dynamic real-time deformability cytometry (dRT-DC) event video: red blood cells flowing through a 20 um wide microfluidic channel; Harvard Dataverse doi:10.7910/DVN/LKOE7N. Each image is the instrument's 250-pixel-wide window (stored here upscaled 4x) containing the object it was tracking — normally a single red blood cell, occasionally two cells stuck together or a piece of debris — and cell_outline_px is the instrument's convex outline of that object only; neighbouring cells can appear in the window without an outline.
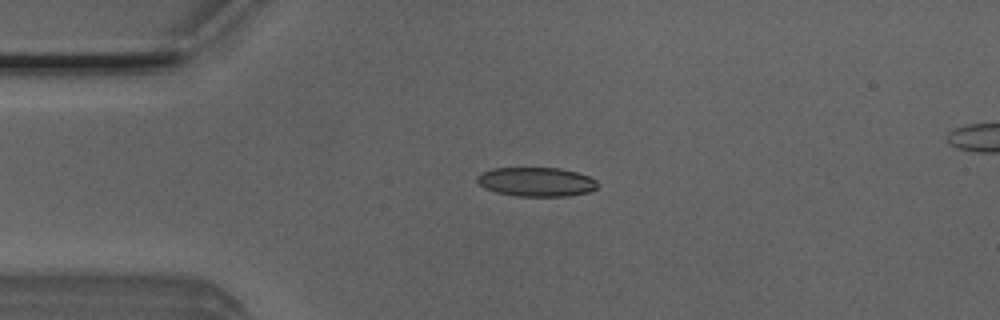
{"species": "Egyptian fruit bat (a non-hibernating species)", "species_latin": "Rousettus aegyptiacus", "temperature_condition": "room temperature", "stored_images_in_passage": 2, "camera_frame_rate_fps": 3000, "um_per_image_px": 0.085, "animal": {"sex": "male"}, "frame": {"image": 1, "passage_image": 2, "time_ms": 0.333, "image_size_px": [1000, 320], "cell_outline_px": [[600, 184], [596, 188], [588, 192], [568, 196], [516, 196], [496, 192], [484, 188], [476, 180], [476, 176], [480, 172], [492, 168], [560, 168], [576, 172], [588, 176], [596, 180]], "centroid_in_image_um": [45.57, 15.45], "position_along_channel_um": 39.4, "area_um2": 20.58}}